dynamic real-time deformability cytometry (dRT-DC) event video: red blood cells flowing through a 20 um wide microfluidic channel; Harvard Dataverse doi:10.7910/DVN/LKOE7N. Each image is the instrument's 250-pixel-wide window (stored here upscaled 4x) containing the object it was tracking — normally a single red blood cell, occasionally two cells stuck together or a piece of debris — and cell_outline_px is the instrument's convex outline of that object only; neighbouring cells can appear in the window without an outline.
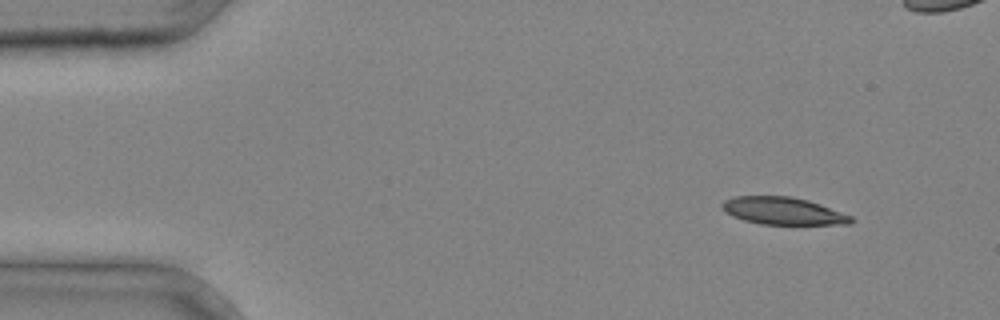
{"species": "common noctule bat (a hibernating species)", "species_latin": "Nyctalus noctula", "temperature_condition": "cold", "stored_images_in_passage": 4, "camera_frame_rate_fps": 3000, "um_per_image_px": 0.085, "animal": {"sex": "male", "body_mass_g": 20.4}, "frame": {"image": 1, "passage_image": 1, "time_ms": 0.0, "image_size_px": [1000, 320], "cell_outline_px": [[856, 220], [852, 224], [760, 224], [744, 220], [732, 216], [724, 212], [720, 204], [724, 200], [732, 196], [792, 196], [808, 200], [820, 204], [852, 216]], "centroid_in_image_um": [66.54, 17.92], "position_along_channel_um": 18.5, "area_um2": 20.75}}